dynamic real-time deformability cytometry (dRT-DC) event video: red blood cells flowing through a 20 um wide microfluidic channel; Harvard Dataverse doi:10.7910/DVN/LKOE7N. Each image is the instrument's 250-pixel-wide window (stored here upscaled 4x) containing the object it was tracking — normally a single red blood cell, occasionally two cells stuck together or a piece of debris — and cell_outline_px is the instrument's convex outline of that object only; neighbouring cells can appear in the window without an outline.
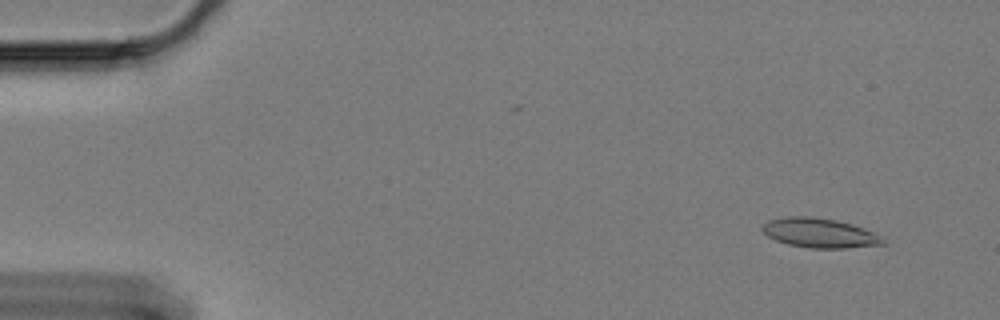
{"species": "Egyptian fruit bat (a non-hibernating species)", "species_latin": "Rousettus aegyptiacus", "temperature_condition": "cold", "stored_images_in_passage": 22, "camera_frame_rate_fps": 3000, "um_per_image_px": 0.085, "animal": {"sex": "female"}, "frame": {"image": 1, "passage_image": 5, "time_ms": 1.333, "image_size_px": [1000, 320], "cell_outline_px": [[888, 244], [844, 248], [808, 248], [788, 244], [776, 240], [768, 236], [760, 228], [768, 220], [788, 216], [808, 216], [836, 220], [852, 224], [872, 232], [888, 240]], "centroid_in_image_um": [69.69, 19.81], "position_along_channel_um": 15.3, "area_um2": 20.75}}
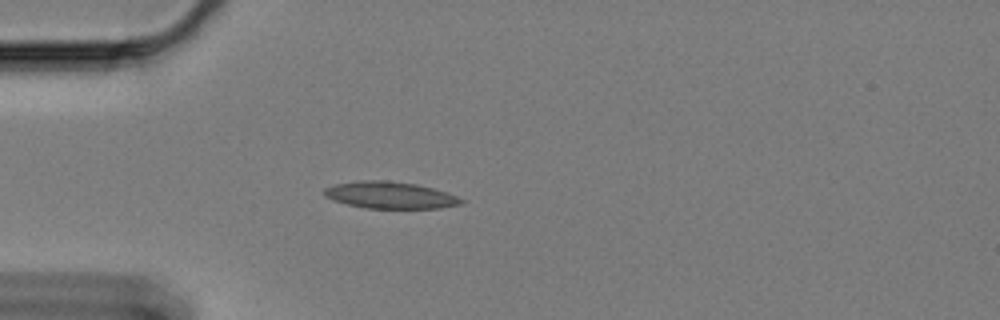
{"frame": {"image": 2, "passage_image": 17, "time_ms": 5.333, "image_size_px": [1000, 320], "cell_outline_px": [[464, 204], [440, 208], [364, 208], [332, 200], [324, 196], [324, 188], [336, 184], [360, 180], [388, 180], [416, 184], [448, 192], [464, 200]], "centroid_in_image_um": [33.17, 16.58], "position_along_channel_um": 51.8, "area_um2": 21.5}}
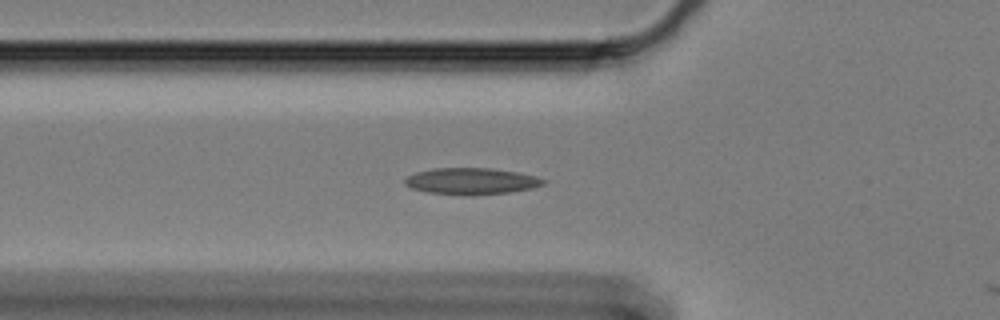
{"frame": {"image": 3, "passage_image": 21, "time_ms": 6.667, "image_size_px": [1000, 320], "cell_outline_px": [[548, 180], [544, 184], [532, 188], [512, 192], [472, 196], [464, 196], [428, 192], [412, 188], [404, 184], [404, 180], [408, 176], [416, 172], [436, 168], [492, 168], [516, 172], [536, 176]], "centroid_in_image_um": [40.09, 15.41], "position_along_channel_um": 85.7, "area_um2": 21.62}}